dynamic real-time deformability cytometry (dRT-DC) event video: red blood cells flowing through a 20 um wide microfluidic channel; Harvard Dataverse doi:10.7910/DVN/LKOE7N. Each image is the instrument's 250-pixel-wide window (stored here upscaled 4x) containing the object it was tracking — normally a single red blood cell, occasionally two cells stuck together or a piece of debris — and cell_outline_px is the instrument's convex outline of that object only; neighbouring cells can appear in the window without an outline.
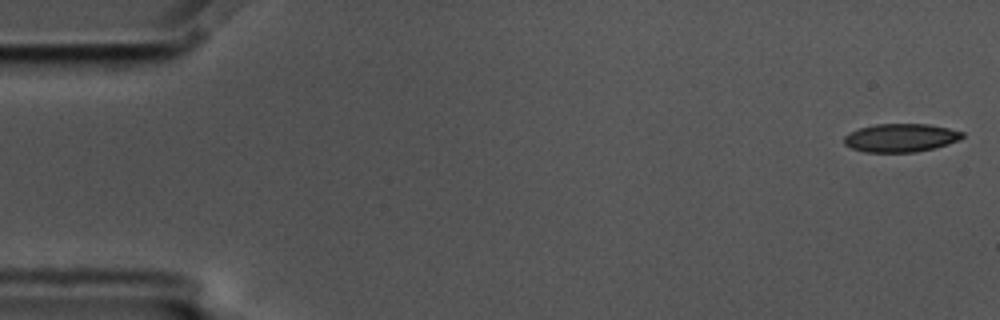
{"species": "common noctule bat (a hibernating species)", "species_latin": "Nyctalus noctula", "temperature_condition": "cold", "stored_images_in_passage": 56, "camera_frame_rate_fps": 3000, "um_per_image_px": 0.085, "animal": {"sex": "male", "body_mass_g": 17.5, "forearm_length_mm": 52.3}, "frame": {"image": 1, "passage_image": 1, "time_ms": 0.0, "image_size_px": [1000, 320], "cell_outline_px": [[964, 136], [960, 140], [936, 148], [916, 152], [864, 152], [852, 148], [844, 144], [844, 136], [848, 132], [860, 128], [876, 124], [928, 124], [948, 128], [964, 132]], "centroid_in_image_um": [76.57, 11.72], "position_along_channel_um": 8.4, "area_um2": 19.65}}
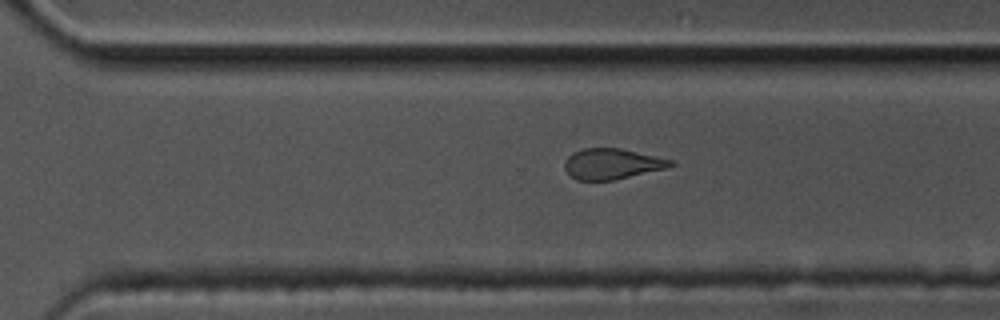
{"frame": {"image": 2, "passage_image": 38, "time_ms": 12.333, "image_size_px": [1000, 320], "cell_outline_px": [[676, 164], [668, 168], [612, 180], [576, 180], [568, 176], [564, 168], [564, 160], [572, 152], [584, 148], [620, 148], [672, 160]], "centroid_in_image_um": [51.97, 13.93], "position_along_channel_um": 318.6, "area_um2": 19.02}}
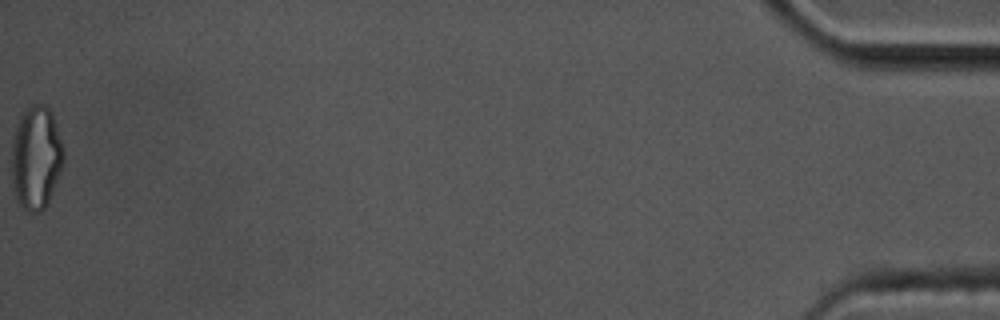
{"frame": {"image": 3, "passage_image": 56, "time_ms": 18.333, "image_size_px": [1000, 320], "cell_outline_px": [[64, 164], [52, 192], [44, 208], [40, 212], [28, 212], [20, 204], [16, 196], [12, 176], [12, 140], [20, 112], [28, 104], [44, 104], [52, 112], [64, 148]], "centroid_in_image_um": [3.07, 13.33], "position_along_channel_um": 432.1, "area_um2": 31.56}, "authors_computed_cell_mechanics": {"area_um2": 20.6057, "velocity_mm_per_s": 3.5803, "shape_relaxation_time_tau1_ms": 10.1071, "shape_relaxation_time_tau2_ms": 5.164, "deformation_change_tau1": 0.1918, "deformation_change_tau2": 0.1128}}